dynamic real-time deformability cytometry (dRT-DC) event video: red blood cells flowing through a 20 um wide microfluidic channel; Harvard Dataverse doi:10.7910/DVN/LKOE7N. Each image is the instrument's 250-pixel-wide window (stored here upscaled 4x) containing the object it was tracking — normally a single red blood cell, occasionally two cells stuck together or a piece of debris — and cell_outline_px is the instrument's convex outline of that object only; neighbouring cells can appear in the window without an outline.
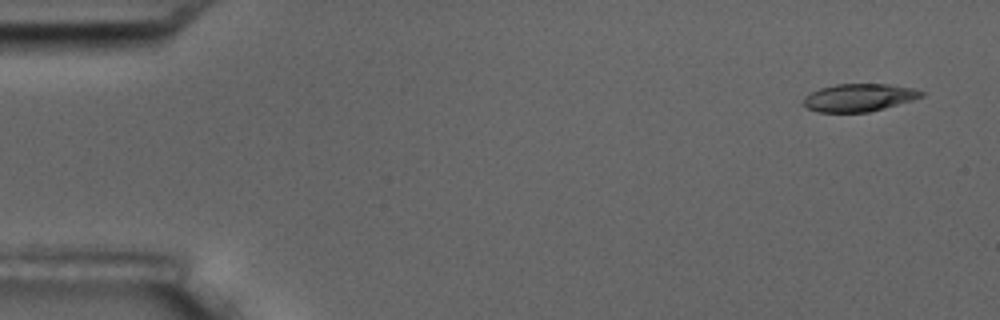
{"species": "common noctule bat (a hibernating species)", "species_latin": "Nyctalus noctula", "temperature_condition": "room temperature", "stored_images_in_passage": 5, "camera_frame_rate_fps": 3000, "um_per_image_px": 0.085, "animal": {"sex": "male", "body_mass_g": 17.5, "forearm_length_mm": 52.3}, "frame": {"image": 1, "passage_image": 1, "time_ms": 0.0, "image_size_px": [1000, 320], "cell_outline_px": [[924, 96], [912, 100], [884, 108], [868, 112], [816, 112], [808, 108], [804, 104], [804, 96], [820, 88], [836, 84], [888, 84], [916, 88], [924, 92]], "centroid_in_image_um": [73.04, 8.29], "position_along_channel_um": 12.0, "area_um2": 19.02}}
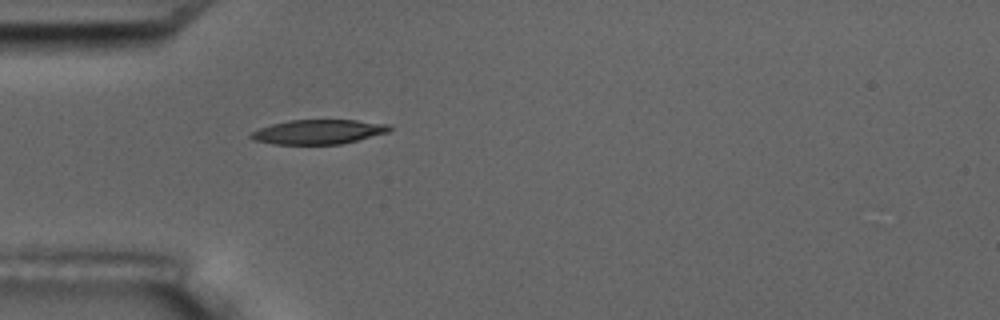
{"frame": {"image": 2, "passage_image": 5, "time_ms": 4.667, "image_size_px": [1000, 320], "cell_outline_px": [[392, 128], [388, 132], [340, 144], [272, 144], [252, 140], [248, 136], [252, 132], [260, 128], [272, 124], [288, 120], [356, 120], [388, 124]], "centroid_in_image_um": [27.02, 11.2], "position_along_channel_um": 58.0, "area_um2": 19.65}}